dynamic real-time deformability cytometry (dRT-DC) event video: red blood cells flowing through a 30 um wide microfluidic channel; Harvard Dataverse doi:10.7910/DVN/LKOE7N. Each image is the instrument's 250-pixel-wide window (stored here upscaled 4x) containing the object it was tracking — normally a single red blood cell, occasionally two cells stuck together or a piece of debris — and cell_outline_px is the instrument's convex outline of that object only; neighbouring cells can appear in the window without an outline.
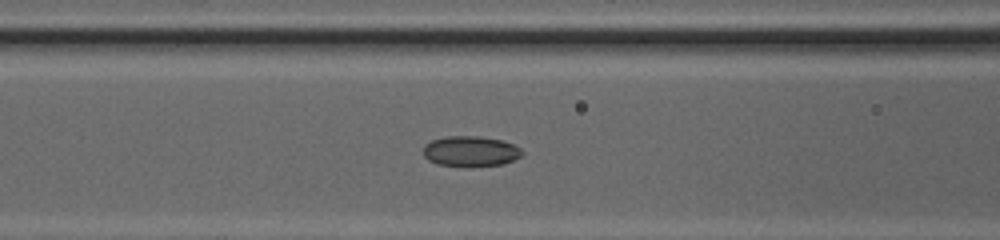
{"species": "common noctule bat (a hibernating species)", "species_latin": "Nyctalus noctula", "temperature_condition": "cold", "stored_images_in_passage": 48, "camera_frame_rate_fps": 3000, "um_per_image_px": 0.085, "animal": {"sex": "female", "body_mass_g": 20.0, "forearm_length_mm": 54.0}, "frame": {"image": 1, "passage_image": 24, "time_ms": 7.667, "image_size_px": [1000, 240], "cell_outline_px": [[524, 152], [520, 156], [504, 164], [468, 168], [436, 164], [428, 160], [424, 156], [424, 144], [432, 140], [444, 136], [480, 136], [504, 140], [520, 148]], "centroid_in_image_um": [39.98, 12.87], "position_along_channel_um": 126.6, "area_um2": 17.98}}
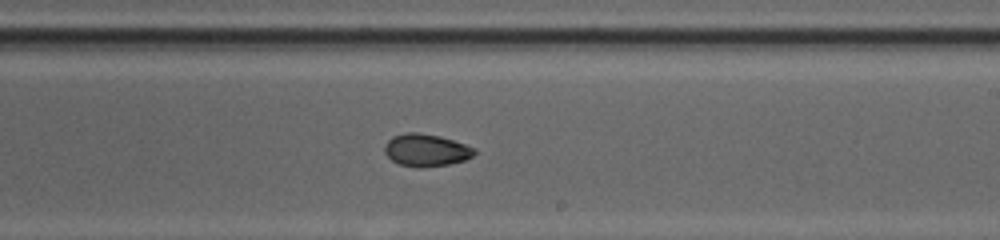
{"frame": {"image": 2, "passage_image": 33, "time_ms": 10.667, "image_size_px": [1000, 240], "cell_outline_px": [[476, 152], [472, 156], [464, 160], [448, 164], [416, 168], [400, 164], [392, 160], [384, 152], [384, 144], [392, 136], [404, 132], [416, 132], [440, 136], [476, 148]], "centroid_in_image_um": [36.19, 12.75], "position_along_channel_um": 252.8, "area_um2": 16.94}}
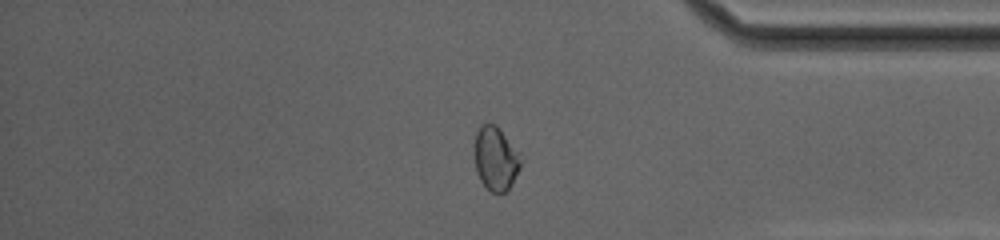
{"frame": {"image": 3, "passage_image": 44, "time_ms": 14.333, "image_size_px": [1000, 240], "cell_outline_px": [[524, 160], [520, 168], [508, 188], [504, 192], [492, 192], [480, 180], [476, 172], [472, 148], [472, 144], [476, 132], [484, 124], [496, 124], [500, 128], [520, 152]], "centroid_in_image_um": [42.12, 13.43], "position_along_channel_um": 393.1, "area_um2": 17.63}}